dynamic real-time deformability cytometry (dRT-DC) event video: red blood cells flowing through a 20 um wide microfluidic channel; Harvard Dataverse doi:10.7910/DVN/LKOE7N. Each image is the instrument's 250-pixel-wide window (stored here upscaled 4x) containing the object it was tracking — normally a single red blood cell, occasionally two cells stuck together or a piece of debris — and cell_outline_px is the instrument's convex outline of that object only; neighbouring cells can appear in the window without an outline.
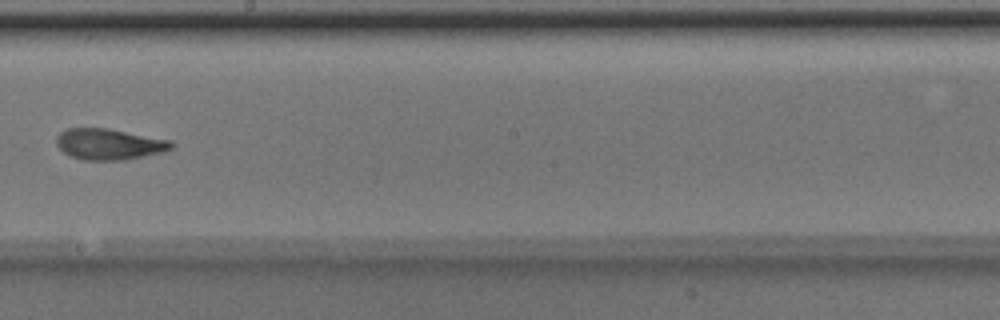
{"species": "Egyptian fruit bat (a non-hibernating species)", "species_latin": "Rousettus aegyptiacus", "temperature_condition": "room temperature", "stored_images_in_passage": 7, "camera_frame_rate_fps": 3000, "um_per_image_px": 0.085, "animal": {"sex": "male"}, "frame": {"image": 1, "passage_image": 7, "time_ms": 2.0, "image_size_px": [1000, 320], "cell_outline_px": [[176, 144], [172, 148], [164, 152], [124, 160], [84, 160], [72, 156], [64, 152], [56, 144], [56, 136], [60, 132], [68, 128], [108, 128], [172, 140]], "centroid_in_image_um": [9.31, 12.25], "position_along_channel_um": 238.9, "area_um2": 20.92}}